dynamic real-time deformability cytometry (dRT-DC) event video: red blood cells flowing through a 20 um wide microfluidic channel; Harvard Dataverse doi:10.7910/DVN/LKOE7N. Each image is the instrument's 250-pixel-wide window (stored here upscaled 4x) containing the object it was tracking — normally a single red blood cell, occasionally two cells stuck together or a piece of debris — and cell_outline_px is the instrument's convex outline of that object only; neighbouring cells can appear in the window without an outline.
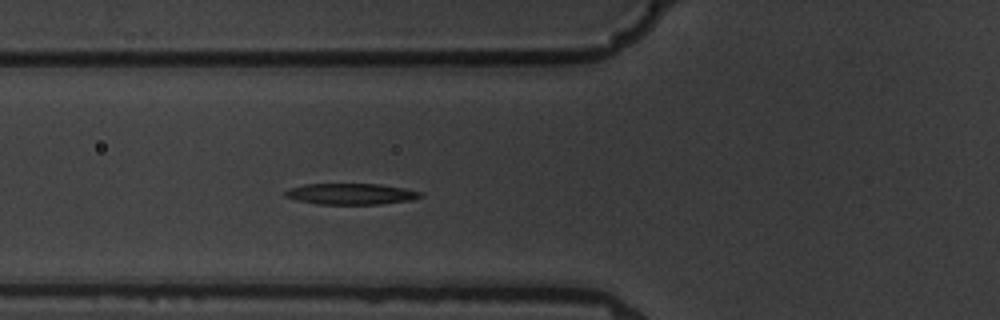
{"species": "common noctule bat (a hibernating species)", "species_latin": "Nyctalus noctula", "temperature_condition": "warm", "stored_images_in_passage": 7, "camera_frame_rate_fps": 3000, "um_per_image_px": 0.085, "animal": {"sex": "male", "body_mass_g": 19.5, "forearm_length_mm": 54.6}, "frame": {"image": 1, "passage_image": 7, "time_ms": 7.667, "image_size_px": [1000, 320], "cell_outline_px": [[424, 196], [412, 200], [380, 204], [316, 204], [296, 200], [284, 196], [284, 192], [288, 188], [304, 184], [380, 184], [404, 188], [424, 192]], "centroid_in_image_um": [29.84, 16.48], "position_along_channel_um": 96.0, "area_um2": 16.82}}